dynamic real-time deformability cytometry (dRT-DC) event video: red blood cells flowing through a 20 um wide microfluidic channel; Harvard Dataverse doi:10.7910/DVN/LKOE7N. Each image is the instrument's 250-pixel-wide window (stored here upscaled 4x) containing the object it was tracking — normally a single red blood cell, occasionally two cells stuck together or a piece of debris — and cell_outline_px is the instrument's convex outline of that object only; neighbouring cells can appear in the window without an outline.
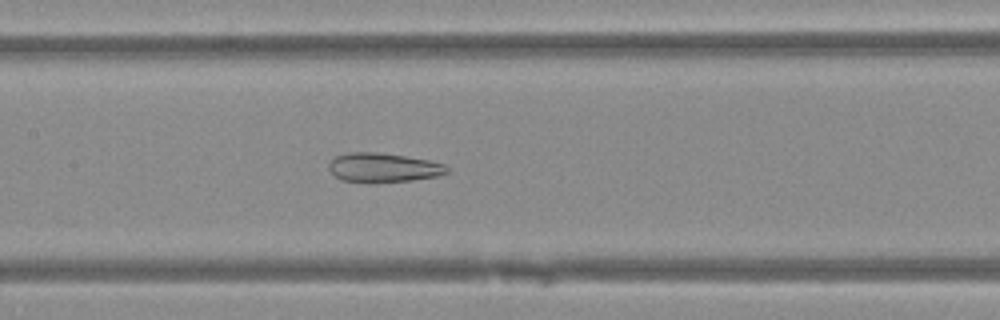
{"species": "Egyptian fruit bat (a non-hibernating species)", "species_latin": "Rousettus aegyptiacus", "temperature_condition": "warm", "stored_images_in_passage": 46, "camera_frame_rate_fps": 3000, "um_per_image_px": 0.085, "animal": {"sex": "female"}, "frame": {"image": 1, "passage_image": 21, "time_ms": 6.667, "image_size_px": [1000, 320], "cell_outline_px": [[448, 172], [436, 176], [412, 180], [368, 184], [340, 180], [328, 168], [328, 164], [336, 156], [348, 152], [376, 152], [404, 156], [428, 160], [444, 164], [448, 168]], "centroid_in_image_um": [32.53, 14.26], "position_along_channel_um": 174.9, "area_um2": 20.29}}
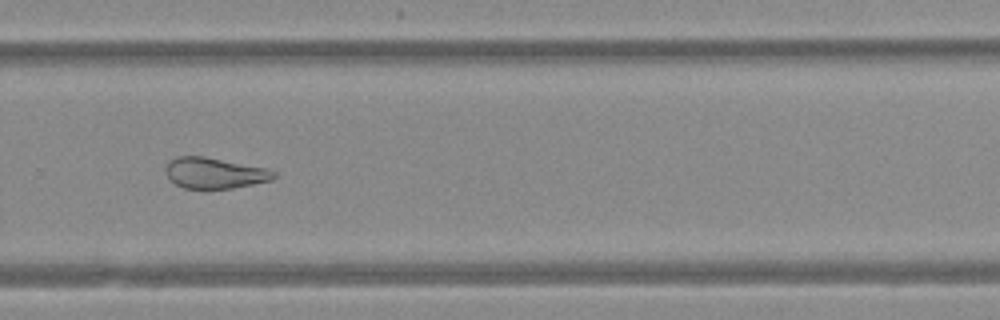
{"frame": {"image": 2, "passage_image": 31, "time_ms": 10.0, "image_size_px": [1000, 320], "cell_outline_px": [[276, 176], [272, 180], [232, 188], [184, 188], [176, 184], [168, 176], [164, 168], [176, 156], [204, 156], [268, 168], [276, 172]], "centroid_in_image_um": [18.27, 14.7], "position_along_channel_um": 311.5, "area_um2": 19.31}}
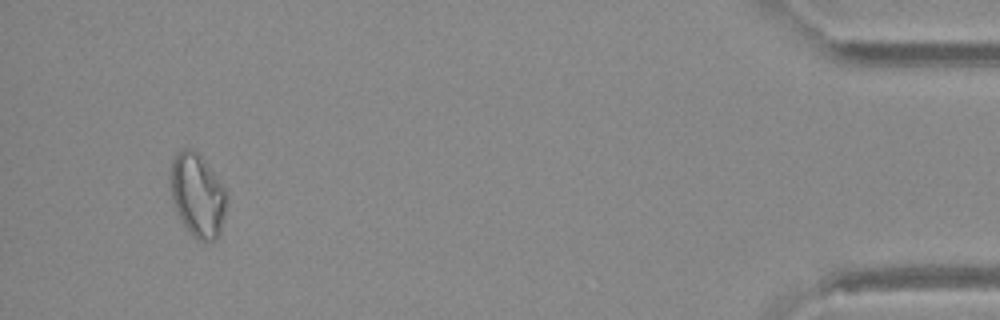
{"frame": {"image": 3, "passage_image": 44, "time_ms": 14.333, "image_size_px": [1000, 320], "cell_outline_px": [[224, 216], [220, 232], [216, 240], [200, 240], [192, 236], [188, 232], [176, 208], [172, 196], [172, 160], [176, 152], [184, 148], [192, 148], [200, 152], [224, 188]], "centroid_in_image_um": [16.79, 16.55], "position_along_channel_um": 418.4, "area_um2": 26.59}}